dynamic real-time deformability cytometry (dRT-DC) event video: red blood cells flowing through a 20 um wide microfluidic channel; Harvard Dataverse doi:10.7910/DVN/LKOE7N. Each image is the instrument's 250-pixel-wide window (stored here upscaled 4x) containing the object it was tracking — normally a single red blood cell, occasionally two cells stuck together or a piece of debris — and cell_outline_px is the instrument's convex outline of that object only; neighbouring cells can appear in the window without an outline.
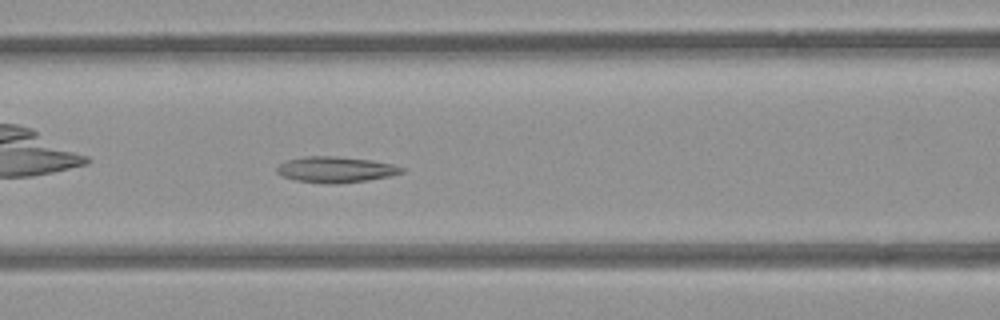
{"species": "common noctule bat (a hibernating species)", "species_latin": "Nyctalus noctula", "temperature_condition": "room temperature", "stored_images_in_passage": 38, "camera_frame_rate_fps": 3000, "um_per_image_px": 0.085, "animal": {"sex": "female", "body_mass_g": 21.9}, "frame": {"image": 1, "passage_image": 7, "time_ms": 2.0, "image_size_px": [1000, 320], "cell_outline_px": [[404, 172], [388, 176], [368, 180], [340, 184], [324, 184], [296, 180], [280, 176], [276, 172], [276, 168], [280, 164], [288, 160], [304, 156], [336, 156], [372, 160], [392, 164], [404, 168]], "centroid_in_image_um": [28.5, 14.42], "position_along_channel_um": 138.1, "area_um2": 18.96}}
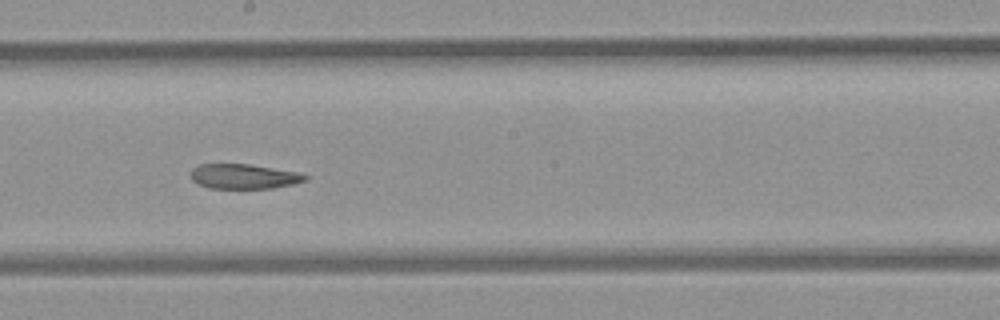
{"frame": {"image": 2, "passage_image": 14, "time_ms": 4.333, "image_size_px": [1000, 320], "cell_outline_px": [[308, 180], [292, 184], [272, 188], [208, 188], [192, 180], [192, 168], [200, 164], [248, 164], [300, 172], [308, 176]], "centroid_in_image_um": [20.76, 14.99], "position_along_channel_um": 227.4, "area_um2": 16.47}}
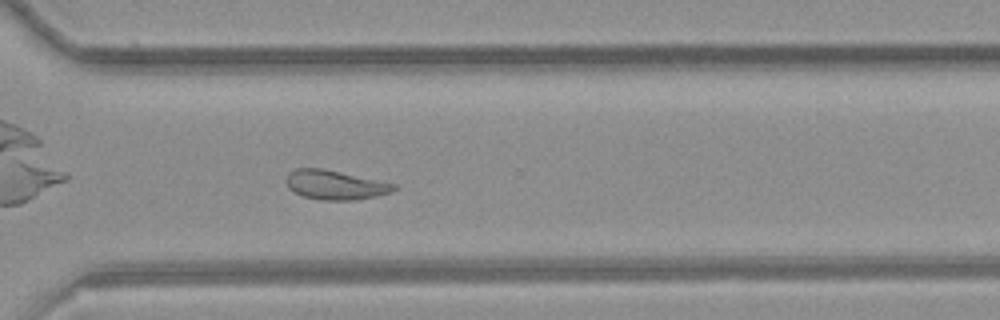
{"frame": {"image": 3, "passage_image": 23, "time_ms": 7.333, "image_size_px": [1000, 320], "cell_outline_px": [[400, 188], [392, 192], [376, 196], [352, 200], [320, 200], [304, 196], [288, 188], [284, 180], [288, 172], [296, 168], [324, 168], [396, 184]], "centroid_in_image_um": [28.48, 15.71], "position_along_channel_um": 342.1, "area_um2": 18.55}, "authors_computed_cell_mechanics": {"area_um2": 18.9006, "velocity_mm_per_s": 3.8358, "shape_relaxation_time_tau1_ms": null, "shape_relaxation_time_tau2_ms": 4.4224, "deformation_change_tau1": null, "deformation_change_tau2": 0.1166}}